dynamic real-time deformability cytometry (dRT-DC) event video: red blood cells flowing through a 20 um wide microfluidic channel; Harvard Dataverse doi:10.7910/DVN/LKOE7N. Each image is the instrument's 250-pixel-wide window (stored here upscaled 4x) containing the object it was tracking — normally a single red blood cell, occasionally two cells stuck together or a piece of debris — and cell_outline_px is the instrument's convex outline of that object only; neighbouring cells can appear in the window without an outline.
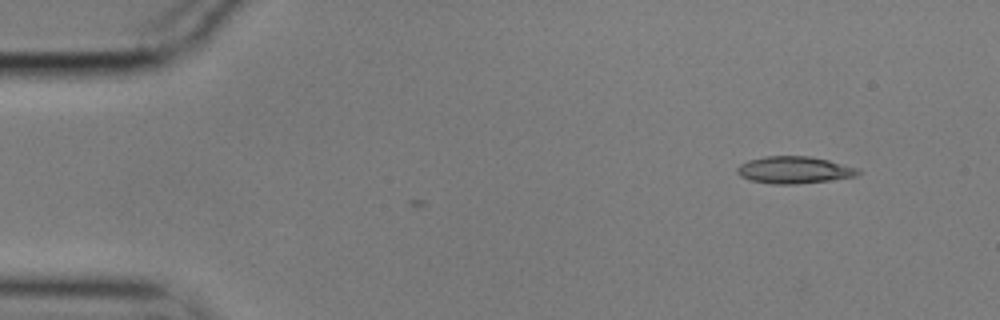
{"species": "common noctule bat (a hibernating species)", "species_latin": "Nyctalus noctula", "temperature_condition": "cold", "stored_images_in_passage": 6, "camera_frame_rate_fps": 3000, "um_per_image_px": 0.085, "animal": {"sex": "male", "body_mass_g": 17.9}, "frame": {"image": 1, "passage_image": 6, "time_ms": 1.667, "image_size_px": [1000, 320], "cell_outline_px": [[860, 172], [856, 176], [828, 180], [796, 184], [772, 184], [752, 180], [740, 176], [736, 172], [736, 168], [740, 164], [748, 160], [764, 156], [808, 156], [828, 160], [860, 168]], "centroid_in_image_um": [67.49, 14.44], "position_along_channel_um": 17.5, "area_um2": 19.02}}